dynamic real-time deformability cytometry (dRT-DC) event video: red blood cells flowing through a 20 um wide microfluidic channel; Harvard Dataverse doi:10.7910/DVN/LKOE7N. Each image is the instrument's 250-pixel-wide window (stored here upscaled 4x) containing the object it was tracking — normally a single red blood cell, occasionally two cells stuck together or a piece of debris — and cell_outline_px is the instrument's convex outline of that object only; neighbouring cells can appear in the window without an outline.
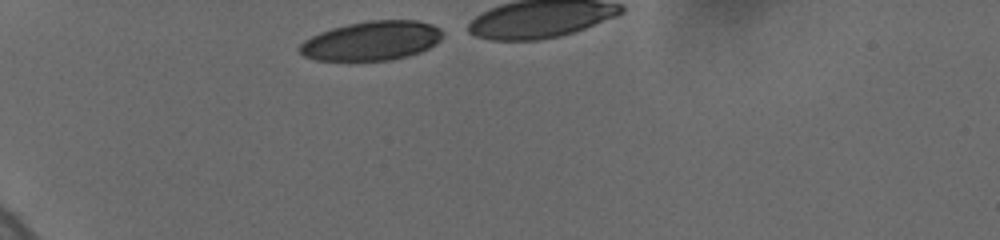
{"species": "human", "species_latin": "Homo sapiens", "temperature_condition": "cold", "stored_images_in_passage": 7, "camera_frame_rate_fps": 3000, "um_per_image_px": 0.085, "donor": {"sex": "female"}, "frame": {"image": 1, "passage_image": 1, "time_ms": 0.0, "image_size_px": [1000, 240], "cell_outline_px": [[444, 36], [436, 44], [420, 52], [408, 56], [392, 60], [316, 60], [304, 56], [296, 48], [304, 40], [320, 32], [332, 28], [348, 24], [372, 20], [416, 20], [432, 24], [440, 28], [444, 32]], "centroid_in_image_um": [31.61, 3.46], "position_along_channel_um": 53.4, "area_um2": 32.83}}